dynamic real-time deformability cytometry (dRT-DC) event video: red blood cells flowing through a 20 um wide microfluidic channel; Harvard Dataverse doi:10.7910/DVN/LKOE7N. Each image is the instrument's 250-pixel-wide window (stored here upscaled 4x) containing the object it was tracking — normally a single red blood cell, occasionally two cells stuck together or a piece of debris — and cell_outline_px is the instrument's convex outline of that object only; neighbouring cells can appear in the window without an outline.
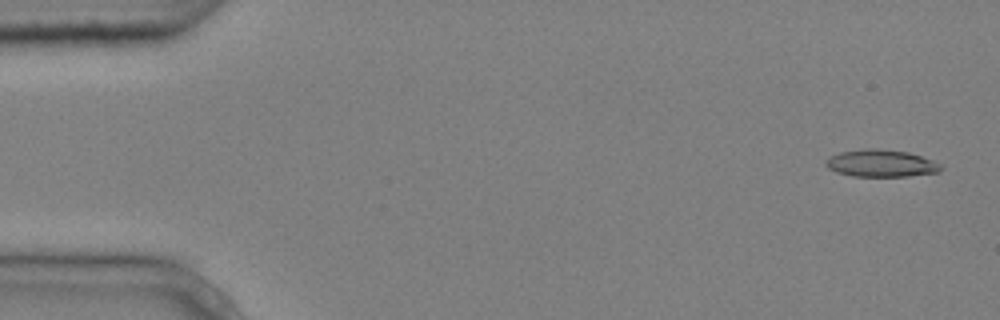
{"species": "common noctule bat (a hibernating species)", "species_latin": "Nyctalus noctula", "temperature_condition": "cold", "stored_images_in_passage": 8, "camera_frame_rate_fps": 3000, "um_per_image_px": 0.085, "animal": {"sex": "male", "body_mass_g": 20.4}, "frame": {"image": 1, "passage_image": 1, "time_ms": 0.0, "image_size_px": [1000, 320], "cell_outline_px": [[944, 168], [940, 172], [908, 176], [852, 176], [836, 172], [828, 168], [824, 164], [824, 160], [840, 152], [868, 148], [876, 148], [908, 152], [932, 160], [940, 164]], "centroid_in_image_um": [74.89, 13.88], "position_along_channel_um": 10.1, "area_um2": 18.26}}
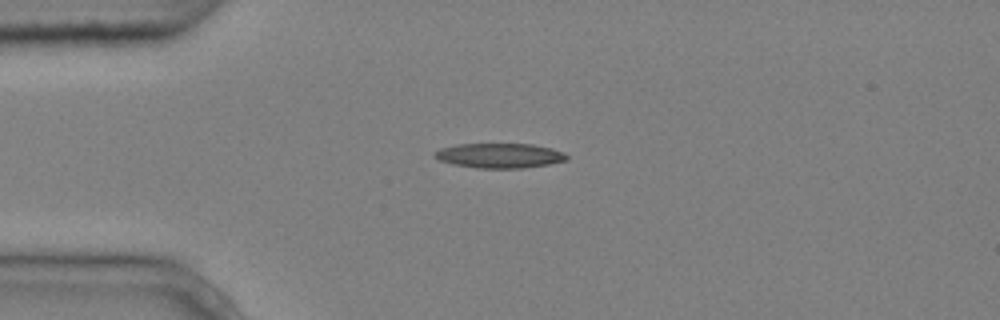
{"frame": {"image": 2, "passage_image": 4, "time_ms": 1.0, "image_size_px": [1000, 320], "cell_outline_px": [[568, 160], [548, 164], [524, 168], [476, 168], [452, 164], [440, 160], [432, 156], [440, 148], [456, 144], [532, 144], [552, 148], [564, 152], [568, 156]], "centroid_in_image_um": [42.47, 13.22], "position_along_channel_um": 42.5, "area_um2": 19.13}}
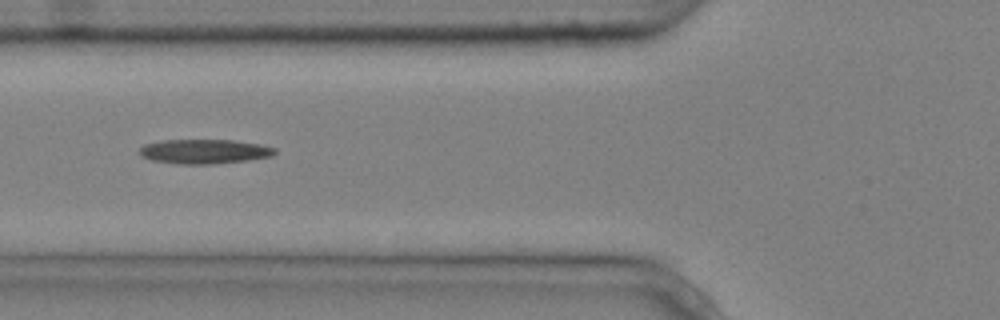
{"frame": {"image": 3, "passage_image": 6, "time_ms": 1.667, "image_size_px": [1000, 320], "cell_outline_px": [[276, 152], [272, 156], [248, 160], [212, 164], [176, 164], [152, 160], [140, 156], [140, 148], [144, 144], [164, 140], [232, 140], [260, 144], [276, 148]], "centroid_in_image_um": [17.37, 12.88], "position_along_channel_um": 108.4, "area_um2": 19.31}}